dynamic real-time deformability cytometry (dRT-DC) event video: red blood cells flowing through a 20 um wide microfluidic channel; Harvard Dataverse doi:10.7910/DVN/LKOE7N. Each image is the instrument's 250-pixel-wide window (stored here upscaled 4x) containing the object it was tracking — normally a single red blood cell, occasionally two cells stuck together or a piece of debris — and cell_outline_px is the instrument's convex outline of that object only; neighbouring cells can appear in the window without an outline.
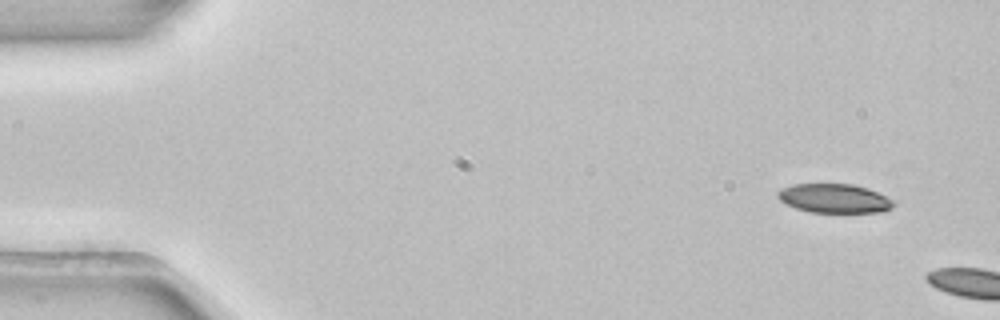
{"species": "common noctule bat (a hibernating species)", "species_latin": "Nyctalus noctula", "temperature_condition": "room temperature", "stored_images_in_passage": 5, "segment_of_instrument_passage": [2, 2], "camera_frame_rate_fps": 3000, "um_per_image_px": 0.085, "animal": {"sex": "female", "body_mass_g": 22.7, "forearm_length_mm": 54.2}, "frame": {"image": 1, "passage_image": 5, "time_ms": 1.333, "image_size_px": [1000, 320], "cell_outline_px": [[896, 204], [892, 208], [884, 212], [808, 212], [796, 208], [780, 200], [776, 196], [776, 192], [780, 188], [792, 184], [852, 184], [868, 188], [892, 200]], "centroid_in_image_um": [70.89, 16.86], "position_along_channel_um": 14.1, "area_um2": 19.65}}